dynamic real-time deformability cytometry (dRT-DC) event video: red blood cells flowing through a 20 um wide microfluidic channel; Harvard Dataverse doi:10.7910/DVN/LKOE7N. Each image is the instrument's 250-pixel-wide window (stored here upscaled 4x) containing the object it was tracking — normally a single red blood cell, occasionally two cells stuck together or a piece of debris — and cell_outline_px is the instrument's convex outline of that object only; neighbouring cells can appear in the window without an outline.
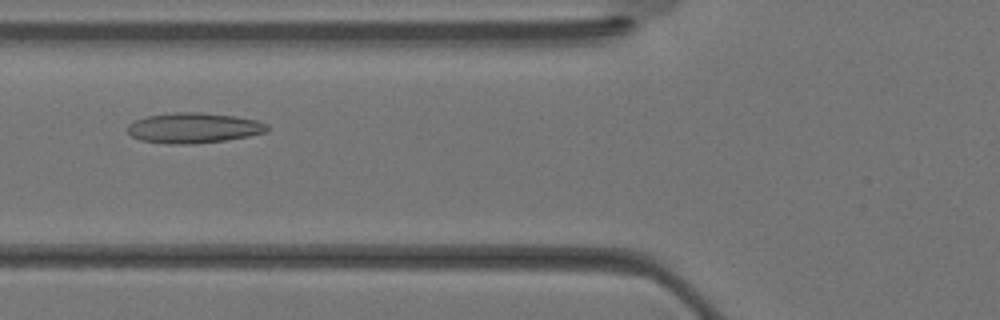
{"species": "Egyptian fruit bat (a non-hibernating species)", "species_latin": "Rousettus aegyptiacus", "temperature_condition": "warm", "stored_images_in_passage": 28, "camera_frame_rate_fps": 3000, "um_per_image_px": 0.085, "animal": {"sex": "female"}, "frame": {"image": 1, "passage_image": 6, "time_ms": 1.667, "image_size_px": [1000, 320], "cell_outline_px": [[268, 132], [248, 136], [224, 140], [192, 144], [168, 144], [140, 140], [132, 136], [128, 132], [128, 124], [136, 120], [148, 116], [172, 112], [200, 112], [236, 116], [256, 120], [268, 124]], "centroid_in_image_um": [16.47, 10.87], "position_along_channel_um": 109.3, "area_um2": 24.68}}
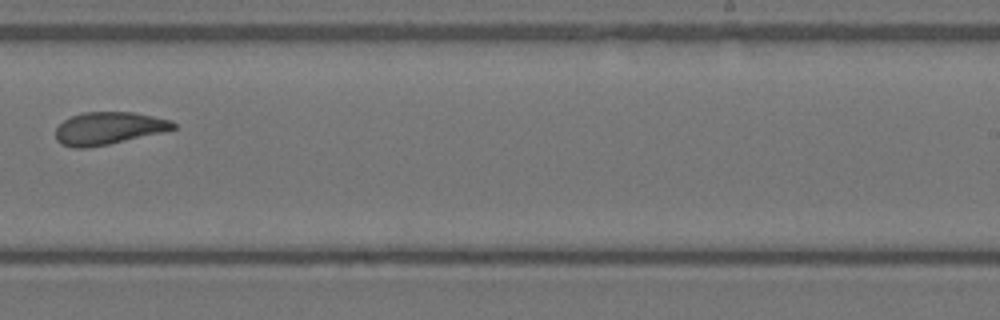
{"frame": {"image": 2, "passage_image": 15, "time_ms": 4.667, "image_size_px": [1000, 320], "cell_outline_px": [[176, 128], [164, 132], [108, 144], [88, 148], [72, 148], [60, 144], [56, 140], [56, 128], [64, 120], [72, 116], [84, 112], [132, 112], [172, 120], [176, 124]], "centroid_in_image_um": [9.22, 10.91], "position_along_channel_um": 279.8, "area_um2": 22.31}}
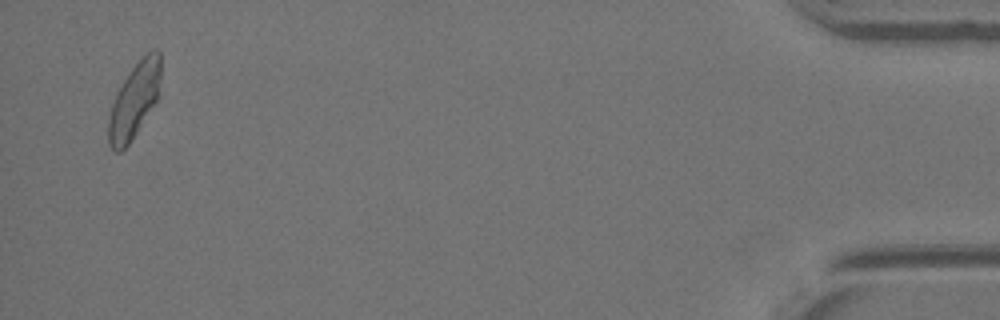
{"frame": {"image": 3, "passage_image": 27, "time_ms": 8.667, "image_size_px": [1000, 320], "cell_outline_px": [[160, 80], [156, 100], [132, 140], [120, 152], [116, 152], [108, 144], [108, 120], [112, 104], [116, 92], [132, 68], [152, 48], [156, 48], [160, 52]], "centroid_in_image_um": [11.4, 8.55], "position_along_channel_um": 423.8, "area_um2": 22.48}}